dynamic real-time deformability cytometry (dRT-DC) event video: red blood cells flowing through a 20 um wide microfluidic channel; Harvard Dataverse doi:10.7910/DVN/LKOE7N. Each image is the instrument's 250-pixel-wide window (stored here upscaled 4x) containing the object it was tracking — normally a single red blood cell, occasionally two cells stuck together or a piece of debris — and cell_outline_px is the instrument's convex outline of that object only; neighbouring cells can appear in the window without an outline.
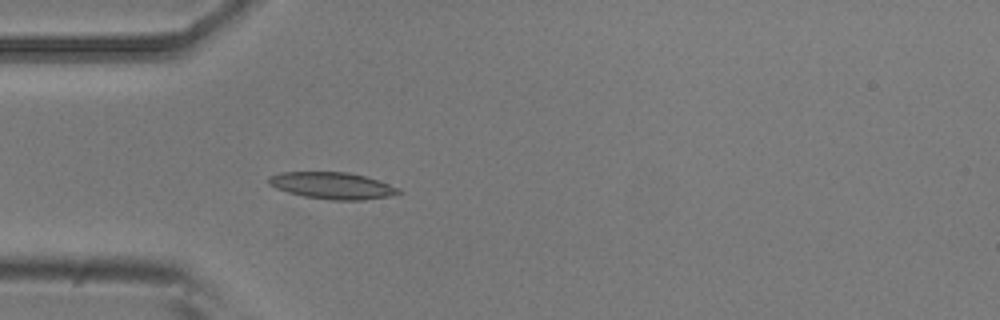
{"species": "common noctule bat (a hibernating species)", "species_latin": "Nyctalus noctula", "temperature_condition": "room temperature", "stored_images_in_passage": 4, "camera_frame_rate_fps": 3000, "um_per_image_px": 0.085, "animal": {"sex": "male", "body_mass_g": 20.5, "forearm_length_mm": 52.5}, "frame": {"image": 1, "passage_image": 4, "time_ms": 1.0, "image_size_px": [1000, 320], "cell_outline_px": [[404, 192], [388, 196], [364, 200], [332, 200], [304, 196], [288, 192], [276, 188], [268, 184], [268, 176], [280, 172], [348, 172], [364, 176], [400, 188]], "centroid_in_image_um": [28.23, 15.77], "position_along_channel_um": 56.8, "area_um2": 20.17}}